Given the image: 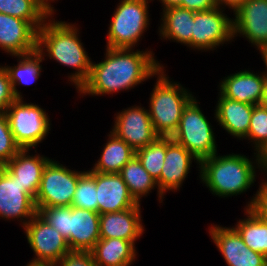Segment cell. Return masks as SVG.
<instances>
[{
    "instance_id": "cell-1",
    "label": "cell",
    "mask_w": 267,
    "mask_h": 266,
    "mask_svg": "<svg viewBox=\"0 0 267 266\" xmlns=\"http://www.w3.org/2000/svg\"><path fill=\"white\" fill-rule=\"evenodd\" d=\"M133 50L107 47L104 61L91 62L90 76L77 92L103 96L129 90L154 77L163 67L152 51Z\"/></svg>"
},
{
    "instance_id": "cell-2",
    "label": "cell",
    "mask_w": 267,
    "mask_h": 266,
    "mask_svg": "<svg viewBox=\"0 0 267 266\" xmlns=\"http://www.w3.org/2000/svg\"><path fill=\"white\" fill-rule=\"evenodd\" d=\"M50 18L52 20L48 18L38 30L37 50L60 65L75 69L68 78L79 90L90 76L91 58L81 43L77 26L55 21L52 15Z\"/></svg>"
},
{
    "instance_id": "cell-3",
    "label": "cell",
    "mask_w": 267,
    "mask_h": 266,
    "mask_svg": "<svg viewBox=\"0 0 267 266\" xmlns=\"http://www.w3.org/2000/svg\"><path fill=\"white\" fill-rule=\"evenodd\" d=\"M254 154L256 162L242 154L219 156L216 153L200 162L199 178L213 195L221 198L240 195L256 181L255 169L261 170L258 154Z\"/></svg>"
},
{
    "instance_id": "cell-4",
    "label": "cell",
    "mask_w": 267,
    "mask_h": 266,
    "mask_svg": "<svg viewBox=\"0 0 267 266\" xmlns=\"http://www.w3.org/2000/svg\"><path fill=\"white\" fill-rule=\"evenodd\" d=\"M156 76L148 112L155 132L162 137H171L177 130L185 106L194 95L180 83L170 81L164 73V66Z\"/></svg>"
},
{
    "instance_id": "cell-5",
    "label": "cell",
    "mask_w": 267,
    "mask_h": 266,
    "mask_svg": "<svg viewBox=\"0 0 267 266\" xmlns=\"http://www.w3.org/2000/svg\"><path fill=\"white\" fill-rule=\"evenodd\" d=\"M171 138L184 146L199 162L217 153L211 123L202 113L196 97L185 106L177 130Z\"/></svg>"
},
{
    "instance_id": "cell-6",
    "label": "cell",
    "mask_w": 267,
    "mask_h": 266,
    "mask_svg": "<svg viewBox=\"0 0 267 266\" xmlns=\"http://www.w3.org/2000/svg\"><path fill=\"white\" fill-rule=\"evenodd\" d=\"M152 0H121L109 24V48L133 49L149 27L148 3Z\"/></svg>"
},
{
    "instance_id": "cell-7",
    "label": "cell",
    "mask_w": 267,
    "mask_h": 266,
    "mask_svg": "<svg viewBox=\"0 0 267 266\" xmlns=\"http://www.w3.org/2000/svg\"><path fill=\"white\" fill-rule=\"evenodd\" d=\"M5 114L14 140L21 149L36 147L51 129L46 111L34 103H25L22 98L12 102Z\"/></svg>"
},
{
    "instance_id": "cell-8",
    "label": "cell",
    "mask_w": 267,
    "mask_h": 266,
    "mask_svg": "<svg viewBox=\"0 0 267 266\" xmlns=\"http://www.w3.org/2000/svg\"><path fill=\"white\" fill-rule=\"evenodd\" d=\"M85 171H74L56 160L45 166L35 197L36 207L71 206L79 177Z\"/></svg>"
},
{
    "instance_id": "cell-9",
    "label": "cell",
    "mask_w": 267,
    "mask_h": 266,
    "mask_svg": "<svg viewBox=\"0 0 267 266\" xmlns=\"http://www.w3.org/2000/svg\"><path fill=\"white\" fill-rule=\"evenodd\" d=\"M35 254L29 264L54 266L71 251L67 240L38 213L23 227Z\"/></svg>"
},
{
    "instance_id": "cell-10",
    "label": "cell",
    "mask_w": 267,
    "mask_h": 266,
    "mask_svg": "<svg viewBox=\"0 0 267 266\" xmlns=\"http://www.w3.org/2000/svg\"><path fill=\"white\" fill-rule=\"evenodd\" d=\"M220 7L194 13L192 49L215 50L233 41V19Z\"/></svg>"
},
{
    "instance_id": "cell-11",
    "label": "cell",
    "mask_w": 267,
    "mask_h": 266,
    "mask_svg": "<svg viewBox=\"0 0 267 266\" xmlns=\"http://www.w3.org/2000/svg\"><path fill=\"white\" fill-rule=\"evenodd\" d=\"M111 132L124 140L135 151L154 142L159 135L155 132L148 109L132 106L116 113Z\"/></svg>"
},
{
    "instance_id": "cell-12",
    "label": "cell",
    "mask_w": 267,
    "mask_h": 266,
    "mask_svg": "<svg viewBox=\"0 0 267 266\" xmlns=\"http://www.w3.org/2000/svg\"><path fill=\"white\" fill-rule=\"evenodd\" d=\"M34 200L17 179L0 166V217L6 220L20 218L24 227L37 214Z\"/></svg>"
},
{
    "instance_id": "cell-13",
    "label": "cell",
    "mask_w": 267,
    "mask_h": 266,
    "mask_svg": "<svg viewBox=\"0 0 267 266\" xmlns=\"http://www.w3.org/2000/svg\"><path fill=\"white\" fill-rule=\"evenodd\" d=\"M234 16L233 37H245L260 53L267 49V0H246Z\"/></svg>"
},
{
    "instance_id": "cell-14",
    "label": "cell",
    "mask_w": 267,
    "mask_h": 266,
    "mask_svg": "<svg viewBox=\"0 0 267 266\" xmlns=\"http://www.w3.org/2000/svg\"><path fill=\"white\" fill-rule=\"evenodd\" d=\"M209 234L228 266H267V257L249 249L233 227L212 225Z\"/></svg>"
},
{
    "instance_id": "cell-15",
    "label": "cell",
    "mask_w": 267,
    "mask_h": 266,
    "mask_svg": "<svg viewBox=\"0 0 267 266\" xmlns=\"http://www.w3.org/2000/svg\"><path fill=\"white\" fill-rule=\"evenodd\" d=\"M38 30L28 21L0 13V48L11 56L37 50Z\"/></svg>"
},
{
    "instance_id": "cell-16",
    "label": "cell",
    "mask_w": 267,
    "mask_h": 266,
    "mask_svg": "<svg viewBox=\"0 0 267 266\" xmlns=\"http://www.w3.org/2000/svg\"><path fill=\"white\" fill-rule=\"evenodd\" d=\"M96 193L99 214L127 210L139 204L119 173L96 172Z\"/></svg>"
},
{
    "instance_id": "cell-17",
    "label": "cell",
    "mask_w": 267,
    "mask_h": 266,
    "mask_svg": "<svg viewBox=\"0 0 267 266\" xmlns=\"http://www.w3.org/2000/svg\"><path fill=\"white\" fill-rule=\"evenodd\" d=\"M261 73L240 70L237 73L230 74L219 83V93L223 97L238 102L251 105L261 104L267 71Z\"/></svg>"
},
{
    "instance_id": "cell-18",
    "label": "cell",
    "mask_w": 267,
    "mask_h": 266,
    "mask_svg": "<svg viewBox=\"0 0 267 266\" xmlns=\"http://www.w3.org/2000/svg\"><path fill=\"white\" fill-rule=\"evenodd\" d=\"M200 162L182 145L166 137V156L160 174V192L177 191L188 176L192 160Z\"/></svg>"
},
{
    "instance_id": "cell-19",
    "label": "cell",
    "mask_w": 267,
    "mask_h": 266,
    "mask_svg": "<svg viewBox=\"0 0 267 266\" xmlns=\"http://www.w3.org/2000/svg\"><path fill=\"white\" fill-rule=\"evenodd\" d=\"M140 206L139 203L135 207L127 210L100 214V238H119L131 241L135 245V241L145 231L141 222L142 215Z\"/></svg>"
},
{
    "instance_id": "cell-20",
    "label": "cell",
    "mask_w": 267,
    "mask_h": 266,
    "mask_svg": "<svg viewBox=\"0 0 267 266\" xmlns=\"http://www.w3.org/2000/svg\"><path fill=\"white\" fill-rule=\"evenodd\" d=\"M100 214L69 206V231L67 240L71 251H91L100 239Z\"/></svg>"
},
{
    "instance_id": "cell-21",
    "label": "cell",
    "mask_w": 267,
    "mask_h": 266,
    "mask_svg": "<svg viewBox=\"0 0 267 266\" xmlns=\"http://www.w3.org/2000/svg\"><path fill=\"white\" fill-rule=\"evenodd\" d=\"M30 149H21L3 167L35 199L45 166L51 160L39 154L29 155Z\"/></svg>"
},
{
    "instance_id": "cell-22",
    "label": "cell",
    "mask_w": 267,
    "mask_h": 266,
    "mask_svg": "<svg viewBox=\"0 0 267 266\" xmlns=\"http://www.w3.org/2000/svg\"><path fill=\"white\" fill-rule=\"evenodd\" d=\"M252 111L253 105L223 97L219 93L214 117L226 132L241 140L247 137Z\"/></svg>"
},
{
    "instance_id": "cell-23",
    "label": "cell",
    "mask_w": 267,
    "mask_h": 266,
    "mask_svg": "<svg viewBox=\"0 0 267 266\" xmlns=\"http://www.w3.org/2000/svg\"><path fill=\"white\" fill-rule=\"evenodd\" d=\"M159 35L164 39H170L192 48L194 11L179 7H167L163 9Z\"/></svg>"
},
{
    "instance_id": "cell-24",
    "label": "cell",
    "mask_w": 267,
    "mask_h": 266,
    "mask_svg": "<svg viewBox=\"0 0 267 266\" xmlns=\"http://www.w3.org/2000/svg\"><path fill=\"white\" fill-rule=\"evenodd\" d=\"M90 252L97 266H130L137 256L135 245L119 238H100Z\"/></svg>"
},
{
    "instance_id": "cell-25",
    "label": "cell",
    "mask_w": 267,
    "mask_h": 266,
    "mask_svg": "<svg viewBox=\"0 0 267 266\" xmlns=\"http://www.w3.org/2000/svg\"><path fill=\"white\" fill-rule=\"evenodd\" d=\"M17 57L18 64L15 66H4L8 73L9 80L12 85V91L14 96L23 98L21 92L18 91V85H30L41 76L42 66L40 63L44 61V55L35 50L31 53L14 56Z\"/></svg>"
},
{
    "instance_id": "cell-26",
    "label": "cell",
    "mask_w": 267,
    "mask_h": 266,
    "mask_svg": "<svg viewBox=\"0 0 267 266\" xmlns=\"http://www.w3.org/2000/svg\"><path fill=\"white\" fill-rule=\"evenodd\" d=\"M103 152L94 167L91 169L99 173H120L124 165L135 156L132 149L124 140L110 131Z\"/></svg>"
},
{
    "instance_id": "cell-27",
    "label": "cell",
    "mask_w": 267,
    "mask_h": 266,
    "mask_svg": "<svg viewBox=\"0 0 267 266\" xmlns=\"http://www.w3.org/2000/svg\"><path fill=\"white\" fill-rule=\"evenodd\" d=\"M244 209L246 219H240L233 228L239 233L249 249L267 257V222L250 208Z\"/></svg>"
},
{
    "instance_id": "cell-28",
    "label": "cell",
    "mask_w": 267,
    "mask_h": 266,
    "mask_svg": "<svg viewBox=\"0 0 267 266\" xmlns=\"http://www.w3.org/2000/svg\"><path fill=\"white\" fill-rule=\"evenodd\" d=\"M119 174L138 203L141 202V197L147 196L155 188L158 189L156 180L143 168L136 155L124 165Z\"/></svg>"
},
{
    "instance_id": "cell-29",
    "label": "cell",
    "mask_w": 267,
    "mask_h": 266,
    "mask_svg": "<svg viewBox=\"0 0 267 266\" xmlns=\"http://www.w3.org/2000/svg\"><path fill=\"white\" fill-rule=\"evenodd\" d=\"M0 13L26 20L37 30L51 16L39 0H0Z\"/></svg>"
},
{
    "instance_id": "cell-30",
    "label": "cell",
    "mask_w": 267,
    "mask_h": 266,
    "mask_svg": "<svg viewBox=\"0 0 267 266\" xmlns=\"http://www.w3.org/2000/svg\"><path fill=\"white\" fill-rule=\"evenodd\" d=\"M135 155L143 168L156 180L158 200L162 203L164 195L160 192V174L166 156V137L159 136L154 142L135 151Z\"/></svg>"
},
{
    "instance_id": "cell-31",
    "label": "cell",
    "mask_w": 267,
    "mask_h": 266,
    "mask_svg": "<svg viewBox=\"0 0 267 266\" xmlns=\"http://www.w3.org/2000/svg\"><path fill=\"white\" fill-rule=\"evenodd\" d=\"M71 206L98 212L96 172L87 170L79 177Z\"/></svg>"
},
{
    "instance_id": "cell-32",
    "label": "cell",
    "mask_w": 267,
    "mask_h": 266,
    "mask_svg": "<svg viewBox=\"0 0 267 266\" xmlns=\"http://www.w3.org/2000/svg\"><path fill=\"white\" fill-rule=\"evenodd\" d=\"M245 139L251 140L258 154L267 144V107L262 104L253 105L249 130Z\"/></svg>"
},
{
    "instance_id": "cell-33",
    "label": "cell",
    "mask_w": 267,
    "mask_h": 266,
    "mask_svg": "<svg viewBox=\"0 0 267 266\" xmlns=\"http://www.w3.org/2000/svg\"><path fill=\"white\" fill-rule=\"evenodd\" d=\"M37 213L66 240L70 238L69 206L36 207Z\"/></svg>"
},
{
    "instance_id": "cell-34",
    "label": "cell",
    "mask_w": 267,
    "mask_h": 266,
    "mask_svg": "<svg viewBox=\"0 0 267 266\" xmlns=\"http://www.w3.org/2000/svg\"><path fill=\"white\" fill-rule=\"evenodd\" d=\"M20 150L10 130L5 112H0V166L8 163Z\"/></svg>"
},
{
    "instance_id": "cell-35",
    "label": "cell",
    "mask_w": 267,
    "mask_h": 266,
    "mask_svg": "<svg viewBox=\"0 0 267 266\" xmlns=\"http://www.w3.org/2000/svg\"><path fill=\"white\" fill-rule=\"evenodd\" d=\"M247 205L246 208H250L262 220L267 222V179L260 183L256 194H254Z\"/></svg>"
},
{
    "instance_id": "cell-36",
    "label": "cell",
    "mask_w": 267,
    "mask_h": 266,
    "mask_svg": "<svg viewBox=\"0 0 267 266\" xmlns=\"http://www.w3.org/2000/svg\"><path fill=\"white\" fill-rule=\"evenodd\" d=\"M54 266H97L89 251H70Z\"/></svg>"
},
{
    "instance_id": "cell-37",
    "label": "cell",
    "mask_w": 267,
    "mask_h": 266,
    "mask_svg": "<svg viewBox=\"0 0 267 266\" xmlns=\"http://www.w3.org/2000/svg\"><path fill=\"white\" fill-rule=\"evenodd\" d=\"M17 98L12 91V85L7 71L0 65V112H5Z\"/></svg>"
},
{
    "instance_id": "cell-38",
    "label": "cell",
    "mask_w": 267,
    "mask_h": 266,
    "mask_svg": "<svg viewBox=\"0 0 267 266\" xmlns=\"http://www.w3.org/2000/svg\"><path fill=\"white\" fill-rule=\"evenodd\" d=\"M179 7L194 11H206L217 7L215 0H183Z\"/></svg>"
},
{
    "instance_id": "cell-39",
    "label": "cell",
    "mask_w": 267,
    "mask_h": 266,
    "mask_svg": "<svg viewBox=\"0 0 267 266\" xmlns=\"http://www.w3.org/2000/svg\"><path fill=\"white\" fill-rule=\"evenodd\" d=\"M218 7L225 9L228 7L233 10V13L243 4L246 0H215ZM224 6V7H223Z\"/></svg>"
},
{
    "instance_id": "cell-40",
    "label": "cell",
    "mask_w": 267,
    "mask_h": 266,
    "mask_svg": "<svg viewBox=\"0 0 267 266\" xmlns=\"http://www.w3.org/2000/svg\"><path fill=\"white\" fill-rule=\"evenodd\" d=\"M258 161L261 167V171L266 173L267 175V144L263 147V149L258 153Z\"/></svg>"
},
{
    "instance_id": "cell-41",
    "label": "cell",
    "mask_w": 267,
    "mask_h": 266,
    "mask_svg": "<svg viewBox=\"0 0 267 266\" xmlns=\"http://www.w3.org/2000/svg\"><path fill=\"white\" fill-rule=\"evenodd\" d=\"M163 6L162 9L167 7L179 6L183 0H159Z\"/></svg>"
},
{
    "instance_id": "cell-42",
    "label": "cell",
    "mask_w": 267,
    "mask_h": 266,
    "mask_svg": "<svg viewBox=\"0 0 267 266\" xmlns=\"http://www.w3.org/2000/svg\"><path fill=\"white\" fill-rule=\"evenodd\" d=\"M41 5L51 14L54 15L55 8L51 5L50 2L54 0H39Z\"/></svg>"
},
{
    "instance_id": "cell-43",
    "label": "cell",
    "mask_w": 267,
    "mask_h": 266,
    "mask_svg": "<svg viewBox=\"0 0 267 266\" xmlns=\"http://www.w3.org/2000/svg\"><path fill=\"white\" fill-rule=\"evenodd\" d=\"M261 104L267 107V79L264 85V92H263V98H262Z\"/></svg>"
},
{
    "instance_id": "cell-44",
    "label": "cell",
    "mask_w": 267,
    "mask_h": 266,
    "mask_svg": "<svg viewBox=\"0 0 267 266\" xmlns=\"http://www.w3.org/2000/svg\"><path fill=\"white\" fill-rule=\"evenodd\" d=\"M261 56H262V60L264 61V65L265 67L267 68V49H265L262 53H261ZM267 71V69H266Z\"/></svg>"
},
{
    "instance_id": "cell-45",
    "label": "cell",
    "mask_w": 267,
    "mask_h": 266,
    "mask_svg": "<svg viewBox=\"0 0 267 266\" xmlns=\"http://www.w3.org/2000/svg\"><path fill=\"white\" fill-rule=\"evenodd\" d=\"M26 266H49V265H39V264H26Z\"/></svg>"
}]
</instances>
